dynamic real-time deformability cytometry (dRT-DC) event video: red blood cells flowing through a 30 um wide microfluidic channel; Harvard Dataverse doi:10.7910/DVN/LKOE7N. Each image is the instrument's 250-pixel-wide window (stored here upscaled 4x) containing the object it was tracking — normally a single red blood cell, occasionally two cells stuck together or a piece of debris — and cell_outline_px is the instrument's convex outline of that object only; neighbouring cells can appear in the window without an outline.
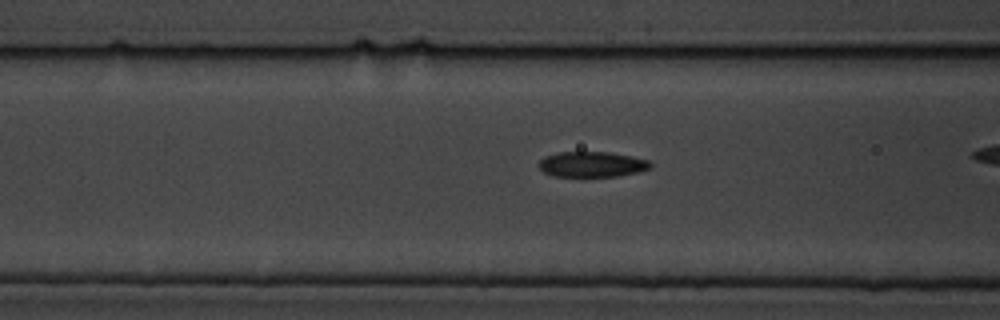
{"species": "common noctule bat (a hibernating species)", "species_latin": "Nyctalus noctula", "temperature_condition": "cold", "stored_images_in_passage": 39, "camera_frame_rate_fps": 3000, "um_per_image_px": 0.085, "animal": {"sex": "male", "body_mass_g": 19.5, "forearm_length_mm": 54.6}, "frame": {"image": 1, "passage_image": 16, "time_ms": 5.0, "image_size_px": [1000, 320], "cell_outline_px": [[652, 164], [648, 168], [636, 172], [616, 176], [552, 176], [544, 172], [540, 168], [540, 160], [544, 156], [556, 152], [608, 152], [632, 156], [648, 160]], "centroid_in_image_um": [50.28, 13.95], "position_along_channel_um": 116.3, "area_um2": 16.36}}
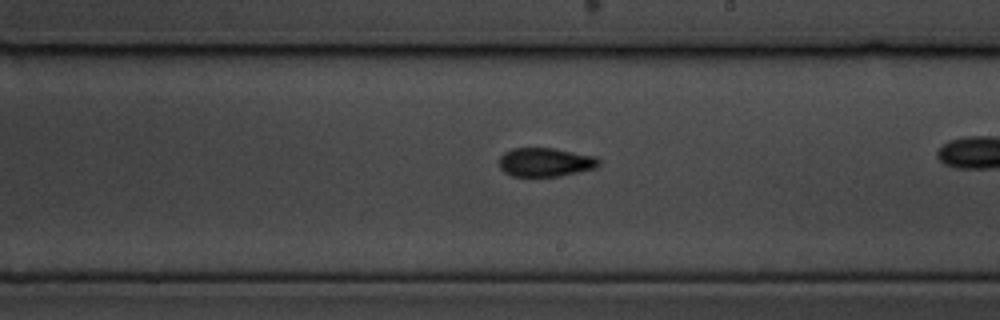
{"frame": {"image": 2, "passage_image": 27, "time_ms": 8.667, "image_size_px": [1000, 320], "cell_outline_px": [[600, 164], [596, 168], [560, 176], [512, 176], [504, 172], [500, 168], [500, 156], [504, 152], [512, 148], [552, 148], [596, 156], [600, 160]], "centroid_in_image_um": [46.36, 13.78], "position_along_channel_um": 242.6, "area_um2": 16.76}}
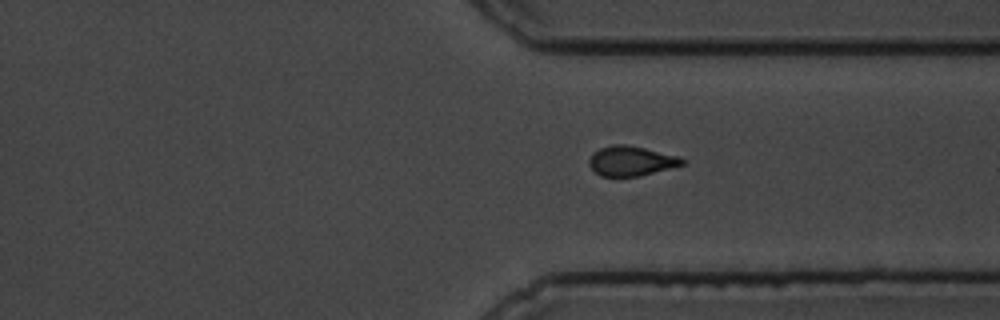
{"frame": {"image": 3, "passage_image": 37, "time_ms": 12.0, "image_size_px": [1000, 320], "cell_outline_px": [[688, 160], [684, 164], [640, 176], [600, 176], [588, 164], [588, 160], [600, 148], [612, 144], [624, 144], [644, 148], [680, 156]], "centroid_in_image_um": [53.68, 13.68], "position_along_channel_um": 357.7, "area_um2": 16.07}}